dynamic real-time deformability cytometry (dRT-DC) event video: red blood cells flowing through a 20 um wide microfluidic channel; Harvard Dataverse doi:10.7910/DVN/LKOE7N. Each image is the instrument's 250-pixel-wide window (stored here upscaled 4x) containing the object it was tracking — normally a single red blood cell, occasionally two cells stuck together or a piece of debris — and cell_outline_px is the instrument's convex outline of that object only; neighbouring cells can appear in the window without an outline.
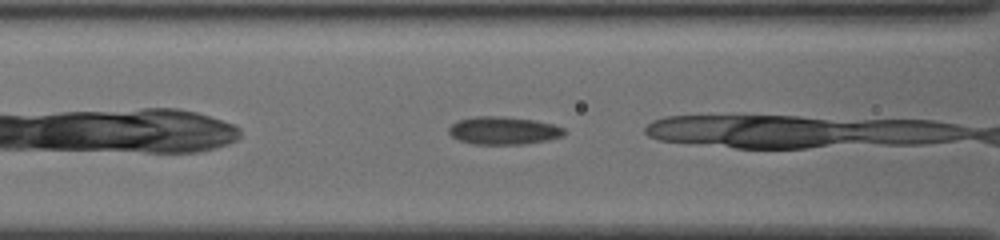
{"species": "common noctule bat (a hibernating species)", "species_latin": "Nyctalus noctula", "temperature_condition": "cold", "stored_images_in_passage": 8, "camera_frame_rate_fps": 3000, "um_per_image_px": 0.085, "animal": {"sex": "female", "body_mass_g": 19.5, "forearm_length_mm": 54.1}, "frame": {"image": 1, "passage_image": 6, "time_ms": 1.667, "image_size_px": [1000, 240], "cell_outline_px": [[564, 136], [548, 140], [524, 144], [472, 144], [460, 140], [452, 136], [448, 132], [448, 128], [452, 124], [460, 120], [476, 116], [496, 116], [536, 120], [552, 124], [564, 128]], "centroid_in_image_um": [42.8, 11.1], "position_along_channel_um": 123.8, "area_um2": 18.61}}